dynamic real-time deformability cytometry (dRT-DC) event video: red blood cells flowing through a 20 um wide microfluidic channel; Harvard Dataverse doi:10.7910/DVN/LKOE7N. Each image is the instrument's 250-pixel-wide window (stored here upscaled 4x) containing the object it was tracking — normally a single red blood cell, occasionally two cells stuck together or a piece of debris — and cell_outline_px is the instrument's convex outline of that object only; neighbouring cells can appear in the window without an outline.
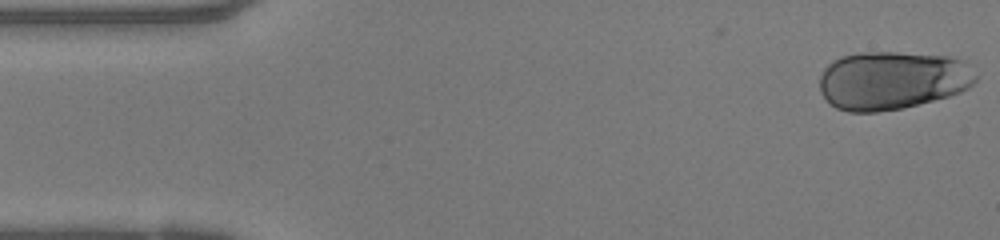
{"species": "human", "species_latin": "Homo sapiens", "temperature_condition": "warm", "stored_images_in_passage": 47, "camera_frame_rate_fps": 3000, "um_per_image_px": 0.085, "donor": {"sex": "female"}, "frame": {"image": 1, "passage_image": 1, "time_ms": 0.0, "image_size_px": [1000, 240], "cell_outline_px": [[976, 80], [968, 88], [960, 92], [948, 96], [900, 108], [876, 112], [848, 112], [836, 108], [820, 92], [820, 76], [824, 68], [832, 60], [840, 56], [860, 52], [896, 52], [948, 56], [964, 60], [976, 76]], "centroid_in_image_um": [75.81, 6.81], "position_along_channel_um": 9.2, "area_um2": 53.06}}
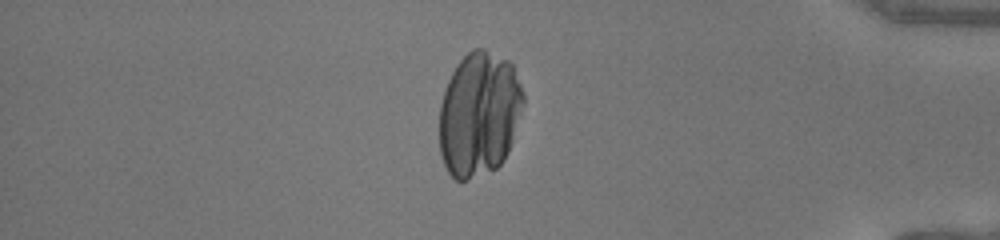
{"frame": {"image": 2, "passage_image": 40, "time_ms": 13.0, "image_size_px": [1000, 240], "cell_outline_px": [[524, 104], [508, 152], [504, 160], [496, 168], [468, 180], [456, 180], [448, 172], [440, 156], [440, 104], [444, 88], [456, 64], [472, 48], [484, 48], [508, 60], [512, 64], [520, 84], [524, 96]], "centroid_in_image_um": [40.71, 9.69], "position_along_channel_um": 394.5, "area_um2": 61.21}}